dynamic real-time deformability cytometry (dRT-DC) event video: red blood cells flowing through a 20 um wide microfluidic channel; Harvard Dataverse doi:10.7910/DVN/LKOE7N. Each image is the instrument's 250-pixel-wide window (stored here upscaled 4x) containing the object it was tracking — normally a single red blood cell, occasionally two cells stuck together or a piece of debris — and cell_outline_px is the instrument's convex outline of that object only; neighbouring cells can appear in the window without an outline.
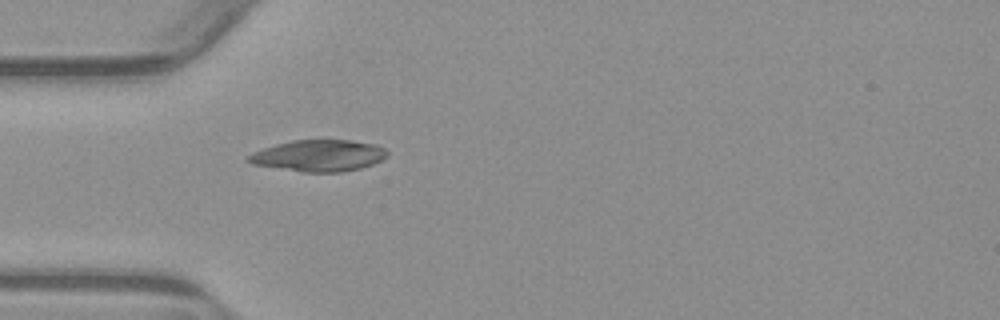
{"species": "common noctule bat (a hibernating species)", "species_latin": "Nyctalus noctula", "temperature_condition": "warm", "stored_images_in_passage": 39, "camera_frame_rate_fps": 3000, "um_per_image_px": 0.085, "animal": {"sex": "male", "body_mass_g": 23.1, "forearm_length_mm": 52.7}, "frame": {"image": 1, "passage_image": 1, "time_ms": 0.0, "image_size_px": [1000, 320], "cell_outline_px": [[388, 156], [372, 164], [360, 168], [340, 172], [304, 172], [252, 164], [244, 160], [252, 152], [276, 144], [292, 140], [352, 140], [376, 144], [384, 148], [388, 152]], "centroid_in_image_um": [27.09, 13.22], "position_along_channel_um": 57.9, "area_um2": 25.49}}
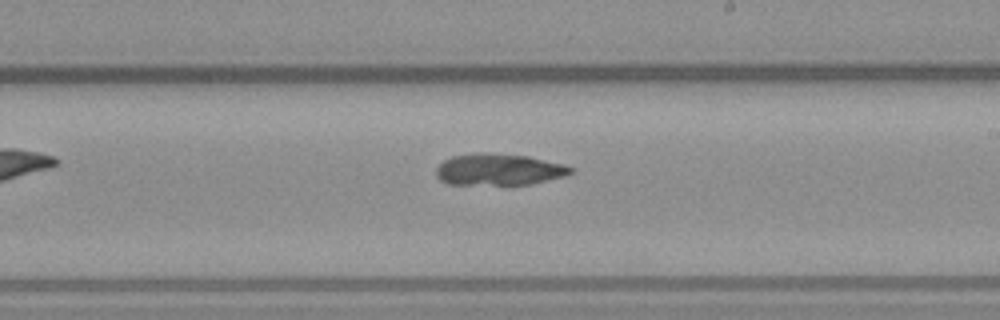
{"frame": {"image": 2, "passage_image": 16, "time_ms": 5.0, "image_size_px": [1000, 320], "cell_outline_px": [[572, 172], [564, 176], [532, 184], [448, 184], [440, 180], [436, 176], [436, 168], [444, 160], [452, 156], [476, 152], [488, 152], [528, 156], [564, 164], [572, 168]], "centroid_in_image_um": [42.37, 14.4], "position_along_channel_um": 246.6, "area_um2": 24.8}}
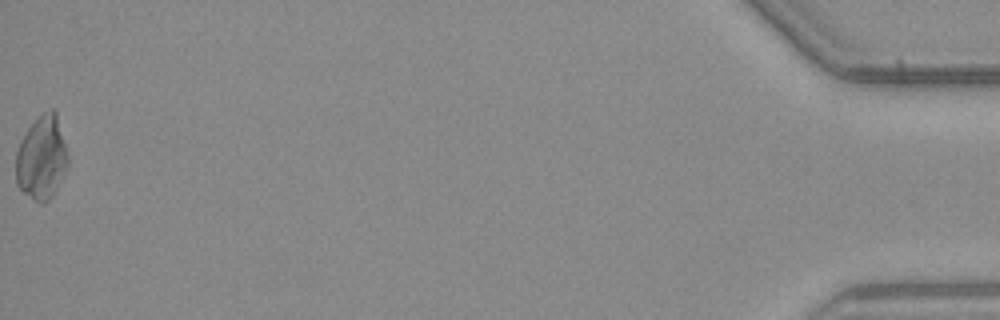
{"frame": {"image": 3, "passage_image": 39, "time_ms": 12.667, "image_size_px": [1000, 320], "cell_outline_px": [[68, 164], [52, 196], [44, 204], [40, 204], [24, 192], [16, 184], [16, 152], [28, 128], [44, 112], [52, 108], [56, 112], [68, 156]], "centroid_in_image_um": [3.54, 13.43], "position_along_channel_um": 431.7, "area_um2": 24.85}, "authors_computed_cell_mechanics": {"area_um2": 25.0274, "velocity_mm_per_s": 3.8339, "shape_relaxation_time_tau1_ms": null, "shape_relaxation_time_tau2_ms": 4.6349, "deformation_change_tau1": null, "deformation_change_tau2": 0.0886}}